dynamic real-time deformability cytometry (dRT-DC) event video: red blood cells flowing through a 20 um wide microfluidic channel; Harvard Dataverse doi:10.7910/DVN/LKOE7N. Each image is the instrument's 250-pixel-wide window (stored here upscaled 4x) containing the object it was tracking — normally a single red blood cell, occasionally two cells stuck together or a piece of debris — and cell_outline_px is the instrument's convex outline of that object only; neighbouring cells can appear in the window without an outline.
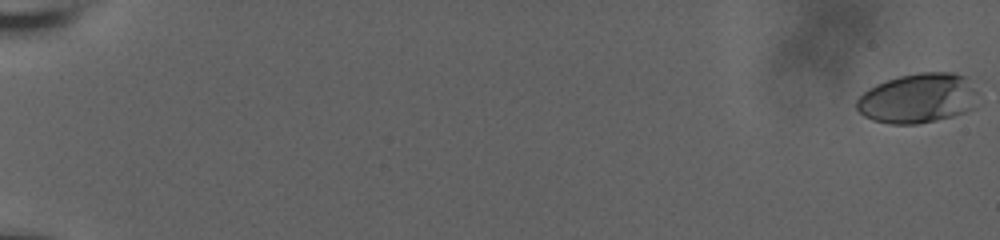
{"species": "human", "species_latin": "Homo sapiens", "temperature_condition": "room temperature", "stored_images_in_passage": 60, "camera_frame_rate_fps": 3000, "um_per_image_px": 0.085, "donor": {"sex": "male"}, "frame": {"image": 1, "passage_image": 1, "time_ms": 0.0, "image_size_px": [1000, 240], "cell_outline_px": [[976, 108], [952, 116], [936, 120], [916, 124], [888, 124], [872, 120], [864, 116], [856, 108], [856, 100], [868, 88], [876, 84], [900, 76], [920, 72], [952, 72], [964, 76], [976, 92]], "centroid_in_image_um": [78.0, 8.36], "position_along_channel_um": 7.0, "area_um2": 35.14}}
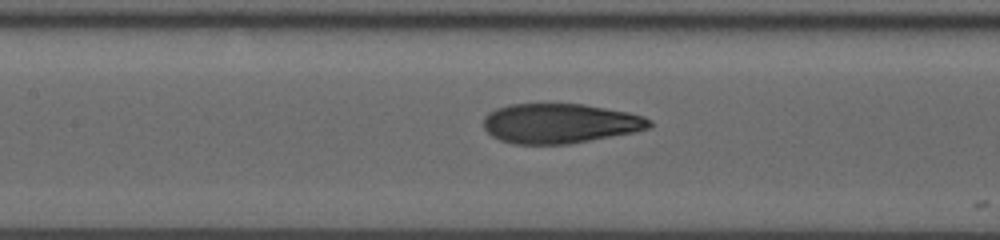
{"frame": {"image": 2, "passage_image": 32, "time_ms": 10.333, "image_size_px": [1000, 240], "cell_outline_px": [[652, 124], [648, 128], [636, 132], [568, 144], [512, 144], [500, 140], [492, 136], [484, 128], [484, 116], [488, 112], [496, 108], [512, 104], [584, 104], [628, 112], [644, 116], [652, 120]], "centroid_in_image_um": [47.6, 10.49], "position_along_channel_um": 159.8, "area_um2": 38.55}}
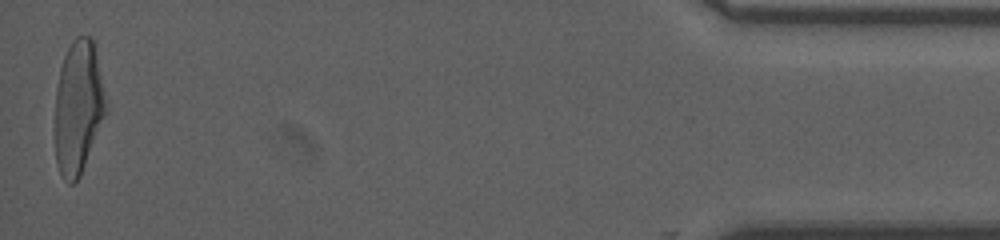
{"frame": {"image": 3, "passage_image": 60, "time_ms": 19.667, "image_size_px": [1000, 240], "cell_outline_px": [[108, 112], [80, 176], [72, 184], [68, 184], [64, 180], [56, 164], [56, 88], [60, 68], [64, 56], [72, 40], [76, 36], [88, 36], [92, 40], [96, 56]], "centroid_in_image_um": [6.65, 9.17], "position_along_channel_um": 428.5, "area_um2": 39.25}, "authors_computed_cell_mechanics": {"area_um2": 38.2925, "velocity_mm_per_s": 3.7355, "shape_relaxation_time_tau1_ms": 6.9221, "shape_relaxation_time_tau2_ms": 1.1854, "deformation_change_tau1": 0.2559, "deformation_change_tau2": 0.0894}}